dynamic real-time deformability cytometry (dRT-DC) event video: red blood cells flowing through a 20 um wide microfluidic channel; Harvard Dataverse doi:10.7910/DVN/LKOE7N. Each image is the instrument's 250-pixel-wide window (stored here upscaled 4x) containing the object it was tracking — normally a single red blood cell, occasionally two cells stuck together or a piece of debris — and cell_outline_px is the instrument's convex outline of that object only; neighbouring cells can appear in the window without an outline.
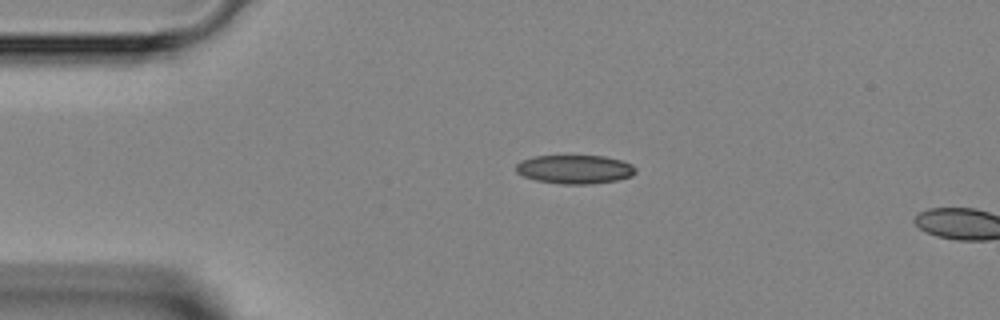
{"species": "Egyptian fruit bat (a non-hibernating species)", "species_latin": "Rousettus aegyptiacus", "temperature_condition": "room temperature", "stored_images_in_passage": 3, "camera_frame_rate_fps": 3000, "um_per_image_px": 0.085, "animal": {"sex": "female"}, "frame": {"image": 1, "passage_image": 1, "time_ms": 0.0, "image_size_px": [1000, 320], "cell_outline_px": [[636, 172], [632, 176], [616, 180], [592, 184], [560, 184], [536, 180], [524, 176], [516, 172], [516, 164], [520, 160], [532, 156], [604, 156], [620, 160], [632, 164], [636, 168]], "centroid_in_image_um": [48.85, 14.39], "position_along_channel_um": 36.2, "area_um2": 20.11}}